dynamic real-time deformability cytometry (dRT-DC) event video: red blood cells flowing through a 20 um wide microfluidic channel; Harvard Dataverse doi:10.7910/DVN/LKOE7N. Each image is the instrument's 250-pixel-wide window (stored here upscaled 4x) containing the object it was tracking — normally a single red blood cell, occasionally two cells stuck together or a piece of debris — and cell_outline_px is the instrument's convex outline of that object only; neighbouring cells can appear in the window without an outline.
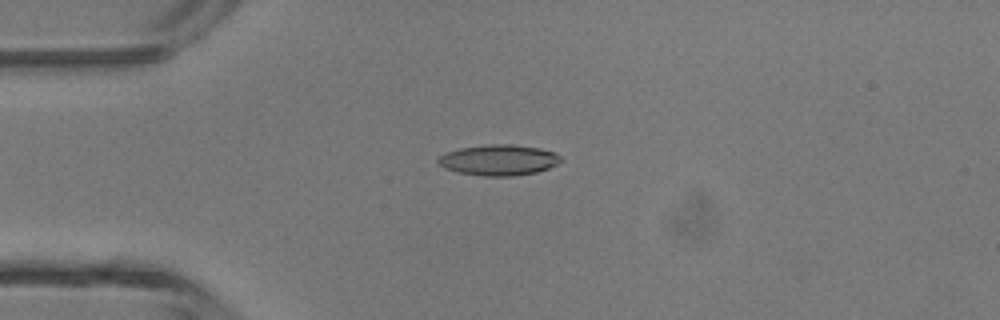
{"species": "common noctule bat (a hibernating species)", "species_latin": "Nyctalus noctula", "temperature_condition": "room temperature", "stored_images_in_passage": 4, "camera_frame_rate_fps": 3000, "um_per_image_px": 0.085, "animal": {"sex": "male", "body_mass_g": 13.3}, "frame": {"image": 1, "passage_image": 4, "time_ms": 1.0, "image_size_px": [1000, 320], "cell_outline_px": [[564, 160], [548, 168], [536, 172], [512, 176], [484, 176], [460, 172], [444, 168], [436, 160], [444, 152], [460, 148], [492, 144], [512, 144], [540, 148], [552, 152], [560, 156]], "centroid_in_image_um": [42.39, 13.6], "position_along_channel_um": 42.6, "area_um2": 21.85}}